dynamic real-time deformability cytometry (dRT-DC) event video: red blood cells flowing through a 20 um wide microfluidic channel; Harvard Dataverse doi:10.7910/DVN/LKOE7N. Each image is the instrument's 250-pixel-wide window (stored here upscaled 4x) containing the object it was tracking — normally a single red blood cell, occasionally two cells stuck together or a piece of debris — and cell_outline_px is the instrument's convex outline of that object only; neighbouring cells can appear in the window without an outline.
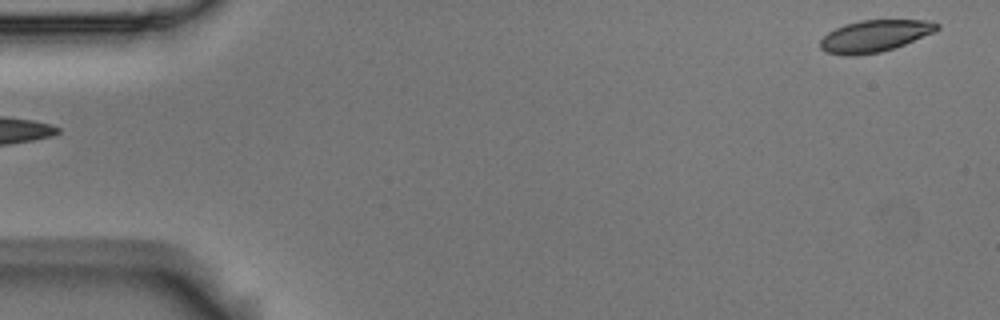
{"species": "Egyptian fruit bat (a non-hibernating species)", "species_latin": "Rousettus aegyptiacus", "temperature_condition": "room temperature", "stored_images_in_passage": 53, "camera_frame_rate_fps": 3000, "um_per_image_px": 0.085, "animal": {"sex": "male"}, "frame": {"image": 1, "passage_image": 1, "time_ms": 0.0, "image_size_px": [1000, 320], "cell_outline_px": [[940, 28], [936, 32], [904, 44], [880, 52], [856, 56], [848, 56], [824, 52], [820, 48], [820, 40], [828, 32], [844, 24], [860, 20], [924, 20], [940, 24]], "centroid_in_image_um": [74.33, 3.06], "position_along_channel_um": 10.7, "area_um2": 21.73}}
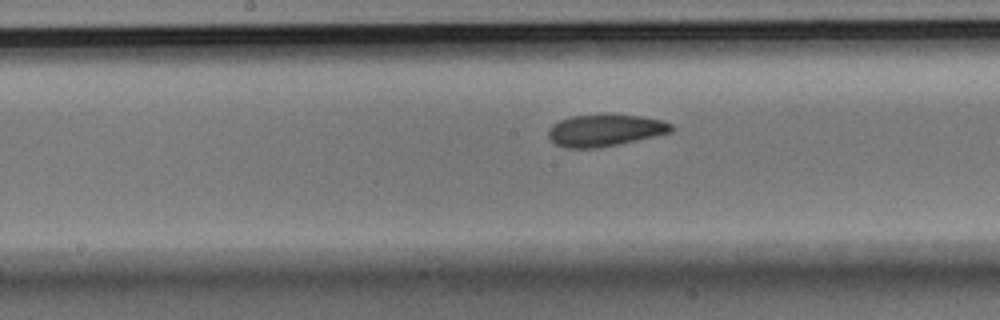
{"frame": {"image": 2, "passage_image": 27, "time_ms": 8.667, "image_size_px": [1000, 320], "cell_outline_px": [[676, 128], [672, 132], [600, 148], [564, 148], [556, 144], [548, 136], [548, 132], [552, 124], [560, 120], [572, 116], [640, 116], [664, 120], [672, 124]], "centroid_in_image_um": [51.45, 11.1], "position_along_channel_um": 196.8, "area_um2": 22.48}}
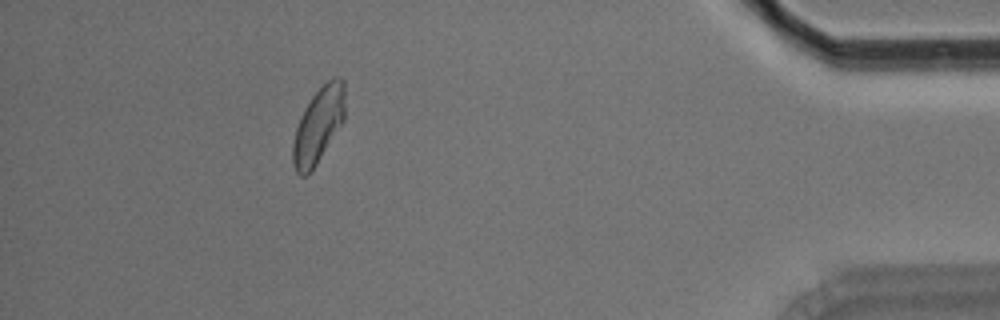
{"frame": {"image": 3, "passage_image": 49, "time_ms": 16.0, "image_size_px": [1000, 320], "cell_outline_px": [[344, 120], [316, 164], [304, 176], [300, 176], [296, 172], [292, 164], [292, 144], [296, 128], [300, 116], [304, 108], [312, 96], [332, 76], [340, 76], [344, 80]], "centroid_in_image_um": [27.05, 10.62], "position_along_channel_um": 408.2, "area_um2": 22.77}, "authors_computed_cell_mechanics": {"area_um2": 22.831, "velocity_mm_per_s": 3.605, "shape_relaxation_time_tau1_ms": 6.4809, "shape_relaxation_time_tau2_ms": 3.9896, "deformation_change_tau1": 0.1366, "deformation_change_tau2": 0.0888}}